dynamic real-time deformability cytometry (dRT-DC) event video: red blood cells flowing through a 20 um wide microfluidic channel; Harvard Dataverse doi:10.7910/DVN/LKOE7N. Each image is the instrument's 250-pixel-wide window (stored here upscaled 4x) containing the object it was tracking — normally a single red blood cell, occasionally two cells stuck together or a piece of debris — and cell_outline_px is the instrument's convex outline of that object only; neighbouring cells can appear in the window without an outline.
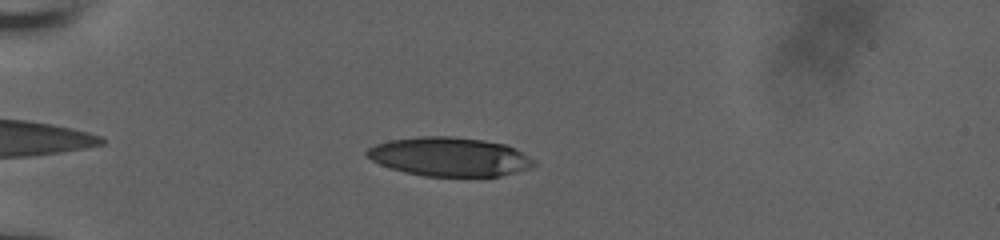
{"species": "human", "species_latin": "Homo sapiens", "temperature_condition": "room temperature", "stored_images_in_passage": 45, "camera_frame_rate_fps": 3000, "um_per_image_px": 0.085, "donor": {"sex": "male"}, "frame": {"image": 1, "passage_image": 6, "time_ms": 1.667, "image_size_px": [1000, 240], "cell_outline_px": [[536, 164], [528, 168], [516, 172], [500, 176], [424, 176], [404, 172], [380, 164], [372, 160], [364, 152], [368, 148], [376, 144], [392, 140], [420, 136], [448, 136], [484, 140], [508, 144], [516, 148], [536, 160]], "centroid_in_image_um": [38.25, 13.32], "position_along_channel_um": 46.8, "area_um2": 37.92}}
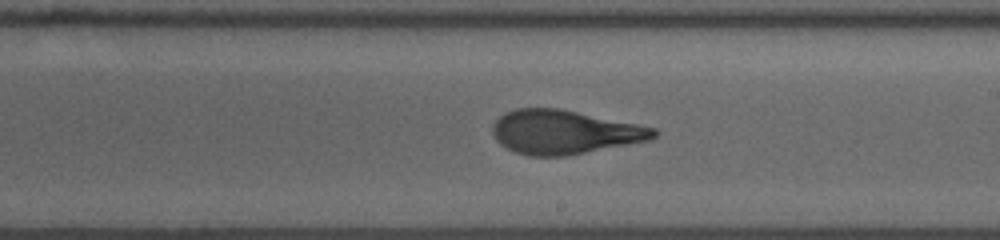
{"frame": {"image": 2, "passage_image": 24, "time_ms": 7.667, "image_size_px": [1000, 240], "cell_outline_px": [[660, 132], [656, 136], [648, 140], [564, 156], [528, 156], [516, 152], [500, 144], [496, 140], [492, 132], [492, 124], [504, 112], [516, 108], [560, 108], [656, 128]], "centroid_in_image_um": [47.93, 11.21], "position_along_channel_um": 241.1, "area_um2": 41.04}}
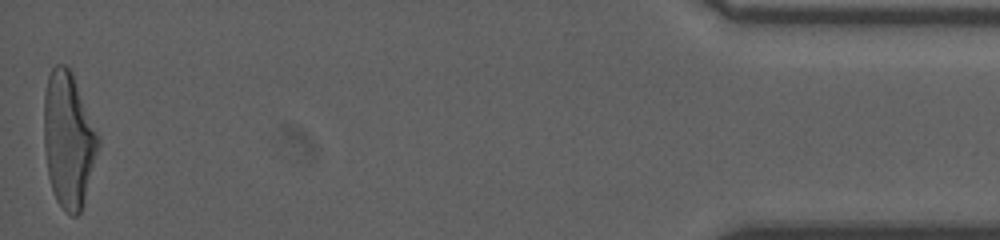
{"frame": {"image": 3, "passage_image": 45, "time_ms": 14.667, "image_size_px": [1000, 240], "cell_outline_px": [[100, 144], [80, 212], [76, 216], [72, 216], [64, 212], [56, 200], [48, 176], [44, 148], [44, 92], [48, 76], [52, 68], [56, 64], [64, 64], [72, 72], [100, 136]], "centroid_in_image_um": [5.81, 11.86], "position_along_channel_um": 429.4, "area_um2": 42.89}, "authors_computed_cell_mechanics": {"area_um2": 41.327, "velocity_mm_per_s": 3.8576, "shape_relaxation_time_tau1_ms": 6.6575, "shape_relaxation_time_tau2_ms": 1.193, "deformation_change_tau1": 0.2606, "deformation_change_tau2": 0.0995}}